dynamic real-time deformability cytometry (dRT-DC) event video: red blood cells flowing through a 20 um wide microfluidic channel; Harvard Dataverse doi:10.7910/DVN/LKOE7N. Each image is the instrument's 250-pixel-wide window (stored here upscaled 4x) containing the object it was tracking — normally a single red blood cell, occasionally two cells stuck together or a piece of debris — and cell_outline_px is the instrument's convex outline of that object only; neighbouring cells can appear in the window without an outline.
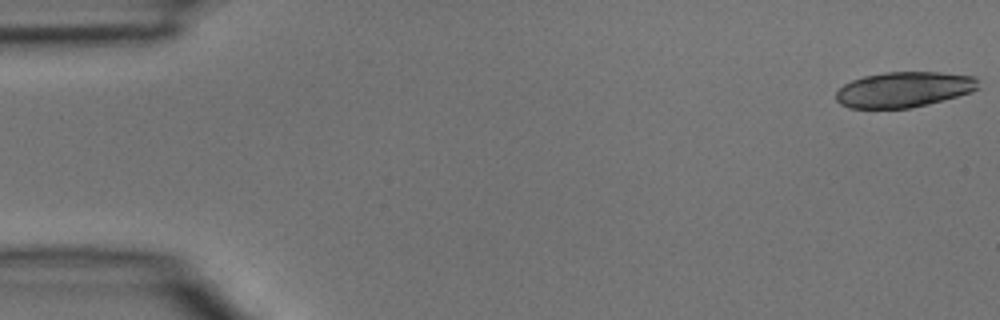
{"species": "common noctule bat (a hibernating species)", "species_latin": "Nyctalus noctula", "temperature_condition": "room temperature", "stored_images_in_passage": 15, "camera_frame_rate_fps": 3000, "um_per_image_px": 0.085, "animal": {"sex": "male", "body_mass_g": 15.6}, "frame": {"image": 1, "passage_image": 1, "time_ms": 0.0, "image_size_px": [1000, 320], "cell_outline_px": [[980, 88], [972, 92], [928, 104], [908, 108], [848, 108], [840, 104], [836, 100], [836, 92], [844, 84], [852, 80], [864, 76], [884, 72], [940, 72], [976, 76]], "centroid_in_image_um": [76.84, 7.6], "position_along_channel_um": 8.2, "area_um2": 29.54}}